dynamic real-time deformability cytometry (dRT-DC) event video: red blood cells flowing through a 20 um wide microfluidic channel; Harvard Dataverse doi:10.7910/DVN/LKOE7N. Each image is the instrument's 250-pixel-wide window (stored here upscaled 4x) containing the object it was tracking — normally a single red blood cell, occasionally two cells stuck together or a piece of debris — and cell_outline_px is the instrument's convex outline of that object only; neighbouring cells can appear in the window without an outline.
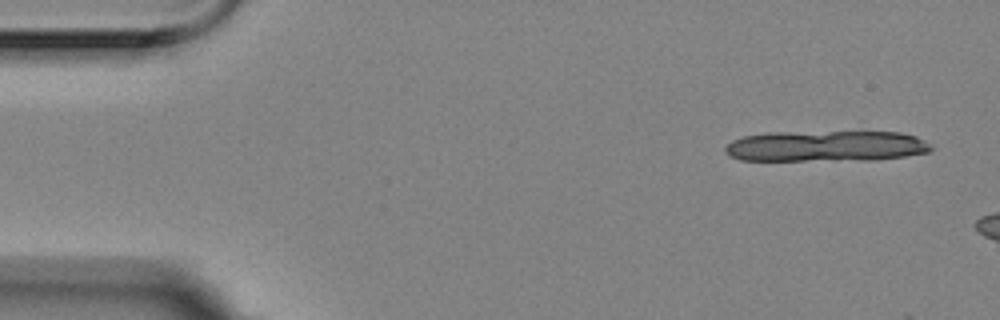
{"species": "Egyptian fruit bat (a non-hibernating species)", "species_latin": "Rousettus aegyptiacus", "temperature_condition": "room temperature", "stored_images_in_passage": 3, "camera_frame_rate_fps": 3000, "um_per_image_px": 0.085, "animal": {"sex": "female"}, "frame": {"image": 1, "passage_image": 1, "time_ms": 0.0, "image_size_px": [1000, 320], "cell_outline_px": [[932, 148], [928, 152], [904, 156], [876, 160], [740, 160], [728, 156], [724, 152], [724, 148], [732, 140], [744, 136], [768, 132], [900, 132], [916, 136], [924, 140]], "centroid_in_image_um": [70.17, 12.42], "position_along_channel_um": 14.8, "area_um2": 37.17}}